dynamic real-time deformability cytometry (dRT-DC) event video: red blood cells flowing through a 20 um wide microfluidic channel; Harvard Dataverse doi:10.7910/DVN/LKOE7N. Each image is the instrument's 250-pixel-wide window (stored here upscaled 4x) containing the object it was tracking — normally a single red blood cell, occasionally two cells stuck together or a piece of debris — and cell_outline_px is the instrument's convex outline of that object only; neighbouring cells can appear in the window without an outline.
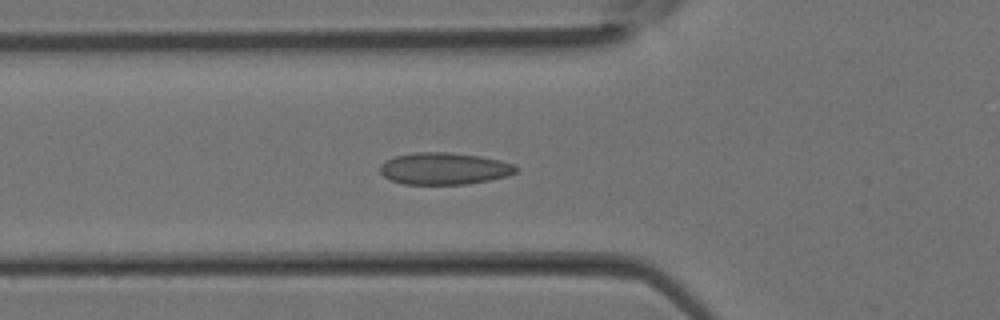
{"species": "Egyptian fruit bat (a non-hibernating species)", "species_latin": "Rousettus aegyptiacus", "temperature_condition": "room temperature", "stored_images_in_passage": 35, "camera_frame_rate_fps": 3000, "um_per_image_px": 0.085, "animal": {"sex": "female"}, "frame": {"image": 1, "passage_image": 12, "time_ms": 3.667, "image_size_px": [1000, 320], "cell_outline_px": [[520, 168], [516, 172], [504, 176], [488, 180], [468, 184], [404, 184], [392, 180], [384, 176], [380, 172], [380, 164], [384, 160], [396, 156], [416, 152], [444, 152], [480, 156], [500, 160], [512, 164]], "centroid_in_image_um": [37.73, 14.32], "position_along_channel_um": 88.1, "area_um2": 25.14}}
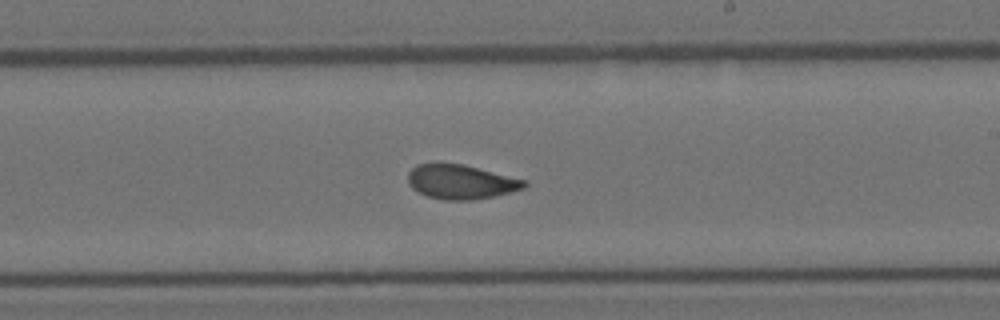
{"frame": {"image": 2, "passage_image": 21, "time_ms": 6.667, "image_size_px": [1000, 320], "cell_outline_px": [[528, 184], [524, 188], [492, 196], [472, 200], [444, 200], [428, 196], [416, 192], [408, 184], [408, 172], [416, 164], [436, 160], [464, 164], [528, 180]], "centroid_in_image_um": [39.12, 15.41], "position_along_channel_um": 249.9, "area_um2": 23.99}}
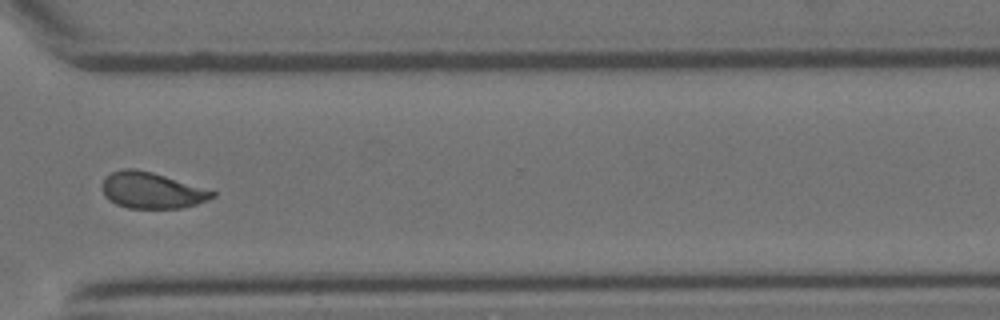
{"frame": {"image": 3, "passage_image": 27, "time_ms": 8.667, "image_size_px": [1000, 320], "cell_outline_px": [[216, 196], [208, 200], [196, 204], [180, 208], [128, 208], [116, 204], [108, 200], [104, 196], [100, 188], [100, 184], [104, 176], [112, 172], [124, 168], [136, 168], [152, 172], [216, 192]], "centroid_in_image_um": [12.81, 16.18], "position_along_channel_um": 357.8, "area_um2": 23.35}}